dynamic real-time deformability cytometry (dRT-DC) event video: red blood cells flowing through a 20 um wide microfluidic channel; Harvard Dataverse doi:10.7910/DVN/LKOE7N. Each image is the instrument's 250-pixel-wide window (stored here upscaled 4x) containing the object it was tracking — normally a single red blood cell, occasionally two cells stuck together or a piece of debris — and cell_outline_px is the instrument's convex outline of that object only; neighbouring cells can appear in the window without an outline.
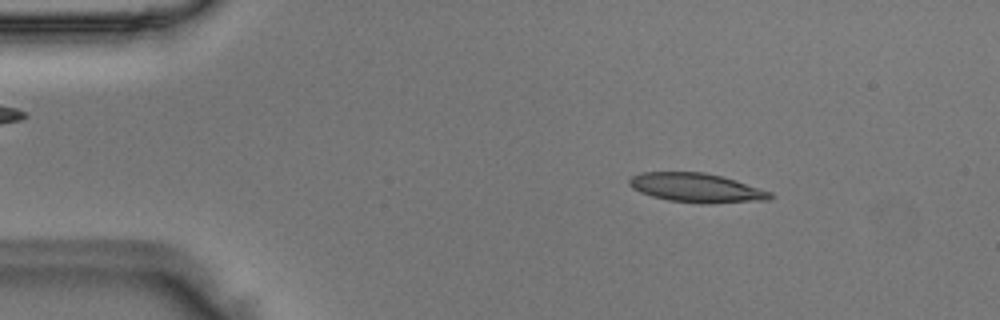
{"species": "Egyptian fruit bat (a non-hibernating species)", "species_latin": "Rousettus aegyptiacus", "temperature_condition": "room temperature", "stored_images_in_passage": 50, "camera_frame_rate_fps": 3000, "um_per_image_px": 0.085, "animal": {"sex": "male"}, "frame": {"image": 1, "passage_image": 7, "time_ms": 2.0, "image_size_px": [1000, 320], "cell_outline_px": [[776, 196], [768, 200], [712, 204], [700, 204], [668, 200], [652, 196], [640, 192], [632, 188], [628, 184], [628, 180], [632, 176], [640, 172], [704, 172], [736, 180], [772, 192]], "centroid_in_image_um": [59.22, 15.97], "position_along_channel_um": 25.8, "area_um2": 24.22}}
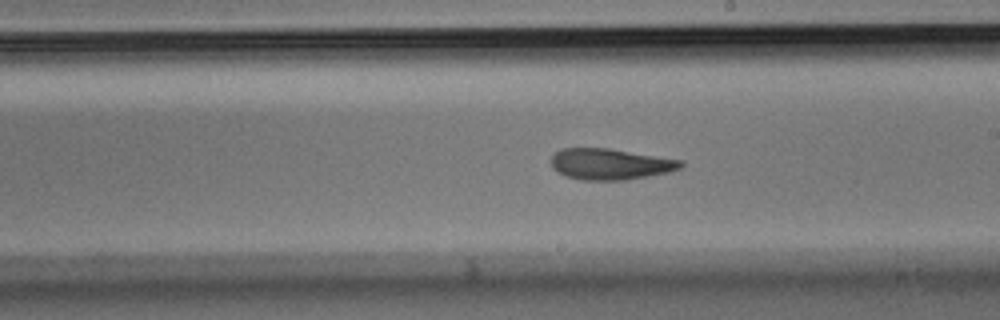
{"frame": {"image": 2, "passage_image": 28, "time_ms": 9.0, "image_size_px": [1000, 320], "cell_outline_px": [[684, 164], [680, 168], [668, 172], [648, 176], [624, 180], [580, 180], [564, 176], [552, 168], [552, 156], [560, 148], [608, 148], [684, 160]], "centroid_in_image_um": [51.87, 13.95], "position_along_channel_um": 237.1, "area_um2": 23.58}}
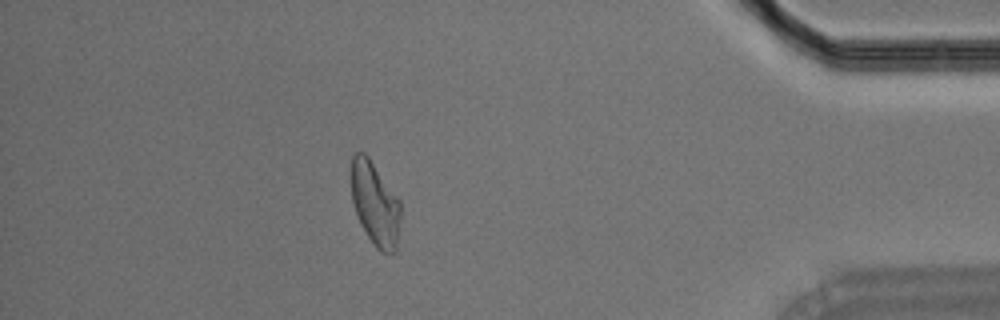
{"frame": {"image": 3, "passage_image": 44, "time_ms": 14.333, "image_size_px": [1000, 320], "cell_outline_px": [[400, 216], [396, 252], [380, 252], [376, 248], [368, 236], [356, 212], [352, 200], [352, 156], [356, 152], [364, 152], [368, 156], [400, 200]], "centroid_in_image_um": [31.9, 17.31], "position_along_channel_um": 403.3, "area_um2": 23.64}}